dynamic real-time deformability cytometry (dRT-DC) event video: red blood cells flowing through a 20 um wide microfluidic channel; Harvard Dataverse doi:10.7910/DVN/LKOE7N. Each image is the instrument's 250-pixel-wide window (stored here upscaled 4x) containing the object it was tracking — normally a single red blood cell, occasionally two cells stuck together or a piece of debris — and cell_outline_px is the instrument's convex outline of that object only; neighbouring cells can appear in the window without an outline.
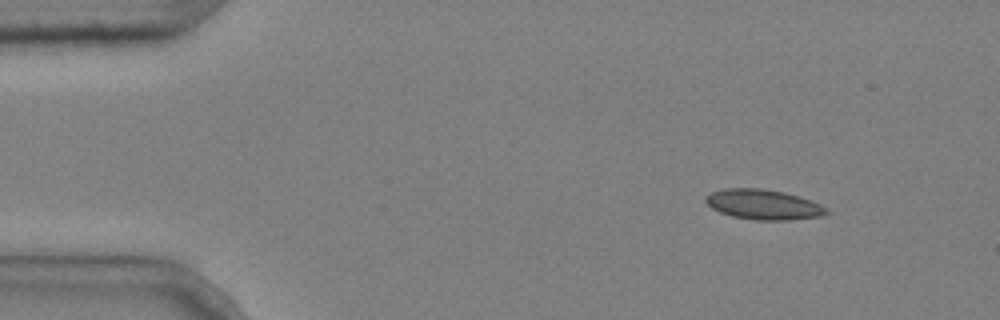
{"species": "common noctule bat (a hibernating species)", "species_latin": "Nyctalus noctula", "temperature_condition": "cold", "stored_images_in_passage": 4, "camera_frame_rate_fps": 3000, "um_per_image_px": 0.085, "animal": {"sex": "male", "body_mass_g": 20.4}, "frame": {"image": 1, "passage_image": 1, "time_ms": 0.0, "image_size_px": [1000, 320], "cell_outline_px": [[832, 212], [820, 216], [788, 220], [756, 220], [732, 216], [720, 212], [712, 208], [704, 200], [712, 192], [724, 188], [760, 188], [784, 192], [820, 204], [828, 208]], "centroid_in_image_um": [64.9, 17.39], "position_along_channel_um": 20.1, "area_um2": 20.98}}
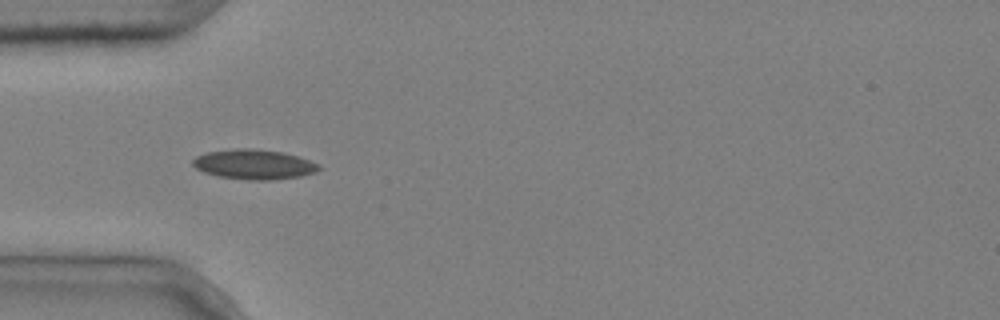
{"frame": {"image": 2, "passage_image": 3, "time_ms": 0.667, "image_size_px": [1000, 320], "cell_outline_px": [[320, 168], [316, 172], [300, 176], [272, 180], [248, 180], [220, 176], [204, 172], [196, 168], [192, 164], [192, 160], [196, 156], [208, 152], [240, 148], [252, 148], [280, 152], [296, 156], [320, 164]], "centroid_in_image_um": [21.58, 13.98], "position_along_channel_um": 63.4, "area_um2": 21.68}}